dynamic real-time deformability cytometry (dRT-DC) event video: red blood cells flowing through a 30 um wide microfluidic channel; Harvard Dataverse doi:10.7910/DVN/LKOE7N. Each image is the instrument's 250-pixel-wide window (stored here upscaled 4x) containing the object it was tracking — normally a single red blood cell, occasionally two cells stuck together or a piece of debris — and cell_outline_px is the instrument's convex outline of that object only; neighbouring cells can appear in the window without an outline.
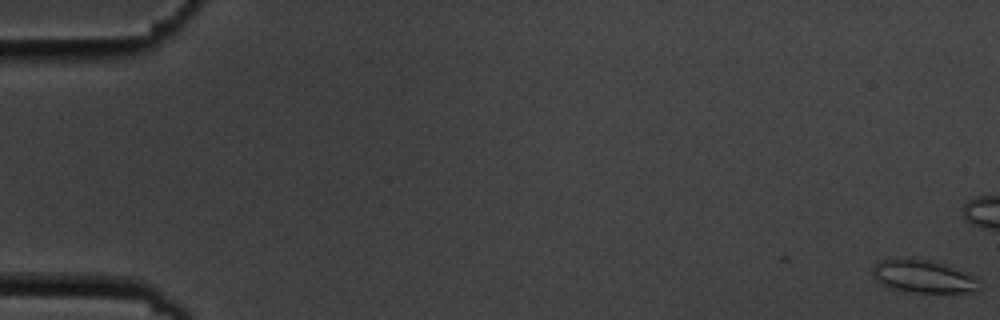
{"species": "common noctule bat (a hibernating species)", "species_latin": "Nyctalus noctula", "temperature_condition": "cold", "stored_images_in_passage": 58, "camera_frame_rate_fps": 3000, "um_per_image_px": 0.085, "animal": {"sex": "male", "body_mass_g": 19.5, "forearm_length_mm": 54.6}, "frame": {"image": 1, "passage_image": 1, "time_ms": 0.0, "image_size_px": [1000, 320], "cell_outline_px": [[980, 288], [976, 292], [912, 292], [892, 288], [876, 280], [872, 276], [872, 268], [880, 260], [904, 256], [928, 260], [944, 264], [972, 276], [976, 280]], "centroid_in_image_um": [78.41, 23.47], "position_along_channel_um": 6.6, "area_um2": 20.29}}
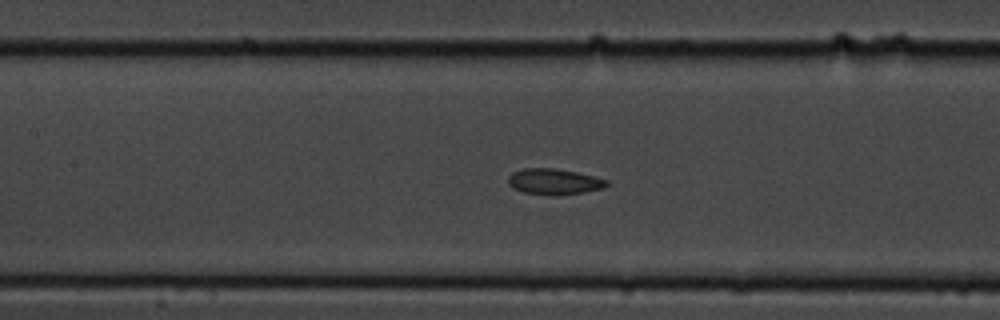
{"frame": {"image": 2, "passage_image": 27, "time_ms": 8.667, "image_size_px": [1000, 320], "cell_outline_px": [[608, 184], [604, 188], [584, 192], [552, 196], [524, 192], [512, 188], [508, 184], [508, 176], [512, 172], [524, 168], [556, 168], [596, 176], [608, 180]], "centroid_in_image_um": [47.09, 15.43], "position_along_channel_um": 160.3, "area_um2": 15.03}}
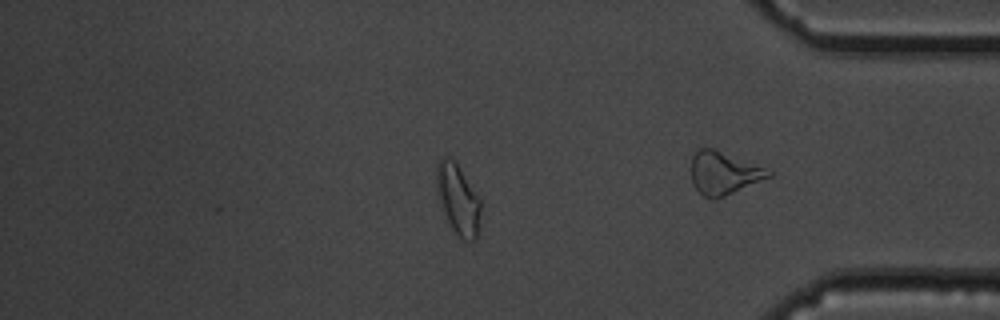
{"frame": {"image": 3, "passage_image": 49, "time_ms": 16.0, "image_size_px": [1000, 320], "cell_outline_px": [[480, 236], [476, 240], [464, 240], [452, 228], [448, 220], [436, 184], [436, 168], [440, 160], [444, 156], [456, 160], [480, 200]], "centroid_in_image_um": [38.98, 16.94], "position_along_channel_um": 396.2, "area_um2": 17.74}, "authors_computed_cell_mechanics": {"area_um2": 16.0684, "velocity_mm_per_s": 3.5868, "shape_relaxation_time_tau1_ms": null, "shape_relaxation_time_tau2_ms": 2.8004, "deformation_change_tau1": null, "deformation_change_tau2": 0.0661}}